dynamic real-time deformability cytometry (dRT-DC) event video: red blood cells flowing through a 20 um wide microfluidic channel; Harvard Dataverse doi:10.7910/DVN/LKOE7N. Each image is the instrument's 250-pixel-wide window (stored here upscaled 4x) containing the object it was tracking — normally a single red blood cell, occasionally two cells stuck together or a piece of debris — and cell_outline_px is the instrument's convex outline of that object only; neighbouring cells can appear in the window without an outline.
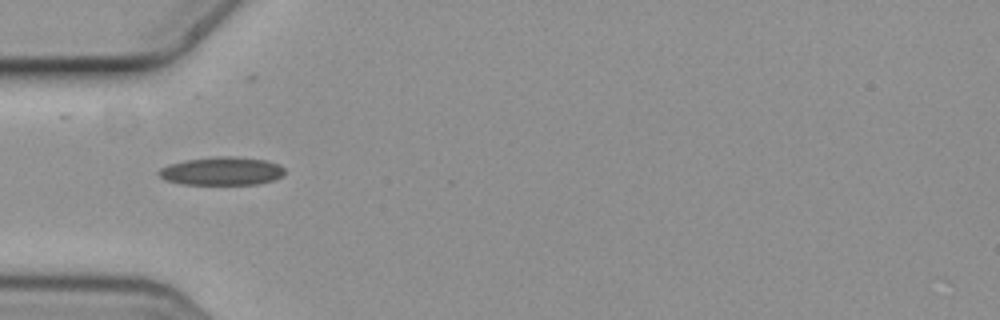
{"species": "common noctule bat (a hibernating species)", "species_latin": "Nyctalus noctula", "temperature_condition": "cold", "stored_images_in_passage": 6, "camera_frame_rate_fps": 3000, "um_per_image_px": 0.085, "animal": {"sex": "female", "body_mass_g": 19.3, "forearm_length_mm": 54.1}, "frame": {"image": 1, "passage_image": 5, "time_ms": 1.333, "image_size_px": [1000, 320], "cell_outline_px": [[284, 172], [280, 176], [272, 180], [260, 184], [184, 184], [164, 180], [156, 172], [160, 168], [168, 164], [184, 160], [216, 156], [236, 156], [264, 160], [280, 164], [284, 168]], "centroid_in_image_um": [18.82, 14.53], "position_along_channel_um": 66.2, "area_um2": 20.81}}
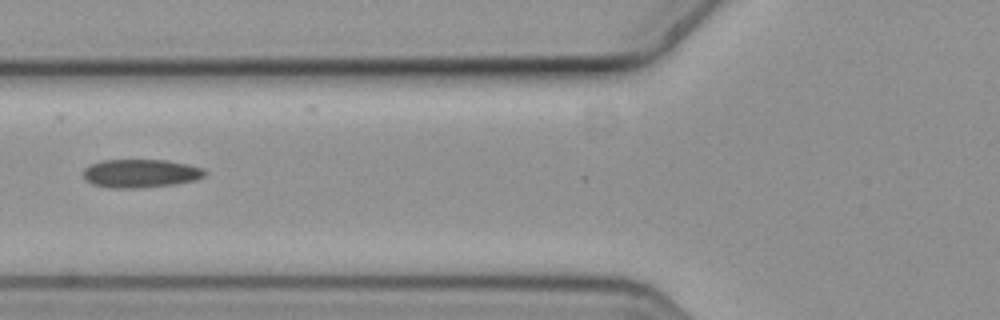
{"frame": {"image": 2, "passage_image": 6, "time_ms": 1.667, "image_size_px": [1000, 320], "cell_outline_px": [[208, 172], [204, 176], [196, 180], [176, 184], [136, 188], [112, 188], [92, 184], [84, 176], [84, 168], [92, 164], [104, 160], [168, 160], [188, 164], [204, 168]], "centroid_in_image_um": [12.01, 14.73], "position_along_channel_um": 113.8, "area_um2": 20.11}}